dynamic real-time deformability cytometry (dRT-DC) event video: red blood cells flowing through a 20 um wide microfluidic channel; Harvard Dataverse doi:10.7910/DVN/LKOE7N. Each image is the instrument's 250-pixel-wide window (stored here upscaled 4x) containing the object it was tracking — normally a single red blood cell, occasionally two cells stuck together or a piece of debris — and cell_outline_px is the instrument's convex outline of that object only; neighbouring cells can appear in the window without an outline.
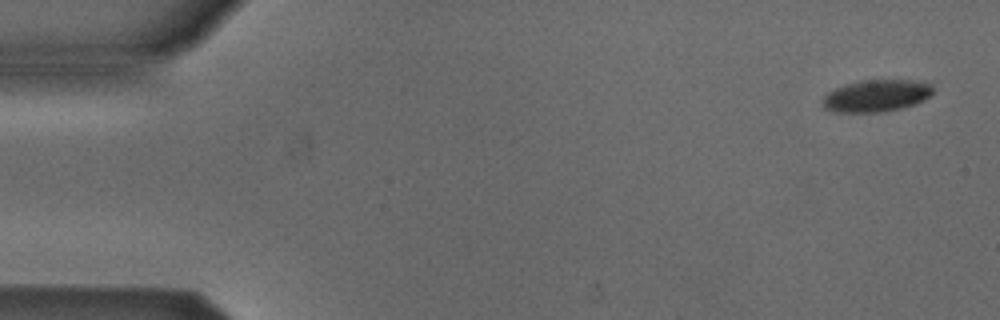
{"species": "Egyptian fruit bat (a non-hibernating species)", "species_latin": "Rousettus aegyptiacus", "temperature_condition": "cold", "stored_images_in_passage": 5, "segment_of_instrument_passage": [1, 2], "camera_frame_rate_fps": 3000, "um_per_image_px": 0.085, "animal": {"sex": "male"}, "frame": {"image": 1, "passage_image": 1, "time_ms": 0.0, "image_size_px": [1000, 320], "cell_outline_px": [[932, 92], [924, 100], [916, 104], [884, 112], [836, 112], [824, 108], [824, 96], [828, 92], [836, 88], [848, 84], [864, 80], [908, 80], [928, 84], [932, 88]], "centroid_in_image_um": [74.48, 8.15], "position_along_channel_um": 10.5, "area_um2": 20.17}}